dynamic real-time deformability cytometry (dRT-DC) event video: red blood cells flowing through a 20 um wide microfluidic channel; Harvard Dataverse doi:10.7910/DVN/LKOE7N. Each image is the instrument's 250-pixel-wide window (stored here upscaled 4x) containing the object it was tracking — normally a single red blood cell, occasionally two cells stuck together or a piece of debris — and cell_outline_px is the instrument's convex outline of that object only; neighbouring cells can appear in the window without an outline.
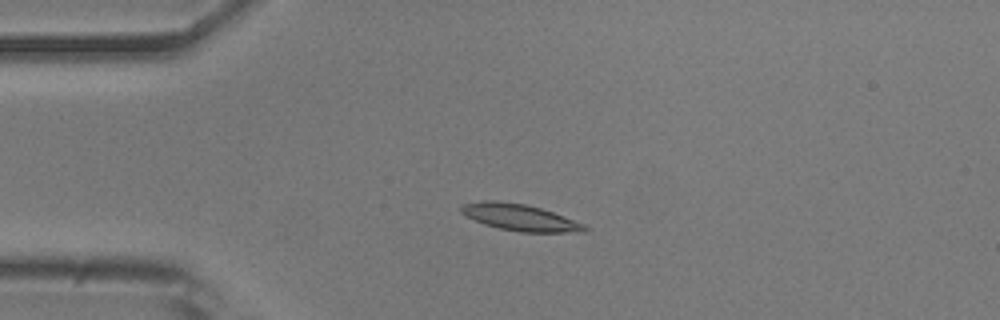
{"species": "common noctule bat (a hibernating species)", "species_latin": "Nyctalus noctula", "temperature_condition": "room temperature", "stored_images_in_passage": 4, "camera_frame_rate_fps": 3000, "um_per_image_px": 0.085, "animal": {"sex": "male", "body_mass_g": 20.5, "forearm_length_mm": 52.5}, "frame": {"image": 1, "passage_image": 3, "time_ms": 3.333, "image_size_px": [1000, 320], "cell_outline_px": [[588, 228], [584, 232], [520, 232], [500, 228], [484, 224], [460, 212], [460, 208], [464, 204], [484, 200], [496, 200], [524, 204], [540, 208], [564, 216], [584, 224]], "centroid_in_image_um": [44.2, 18.48], "position_along_channel_um": 40.8, "area_um2": 18.84}}